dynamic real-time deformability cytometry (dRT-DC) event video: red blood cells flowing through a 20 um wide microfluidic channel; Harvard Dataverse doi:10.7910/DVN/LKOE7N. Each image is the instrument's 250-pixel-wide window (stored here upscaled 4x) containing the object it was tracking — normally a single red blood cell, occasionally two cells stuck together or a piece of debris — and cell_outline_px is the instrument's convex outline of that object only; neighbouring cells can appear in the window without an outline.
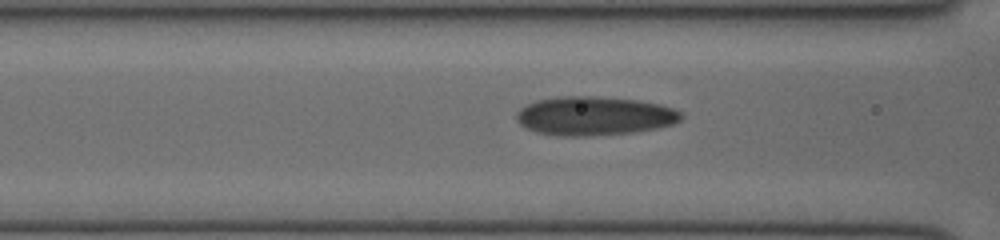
{"species": "human", "species_latin": "Homo sapiens", "temperature_condition": "cold", "stored_images_in_passage": 41, "camera_frame_rate_fps": 3000, "um_per_image_px": 0.085, "donor": {"sex": "female"}, "frame": {"image": 1, "passage_image": 19, "time_ms": 6.0, "image_size_px": [1000, 240], "cell_outline_px": [[684, 116], [680, 120], [672, 124], [656, 128], [632, 132], [580, 136], [560, 136], [536, 132], [520, 124], [516, 120], [516, 112], [520, 108], [536, 100], [556, 96], [600, 96], [640, 100], [660, 104], [672, 108], [680, 112]], "centroid_in_image_um": [50.5, 9.83], "position_along_channel_um": 116.1, "area_um2": 37.34}}
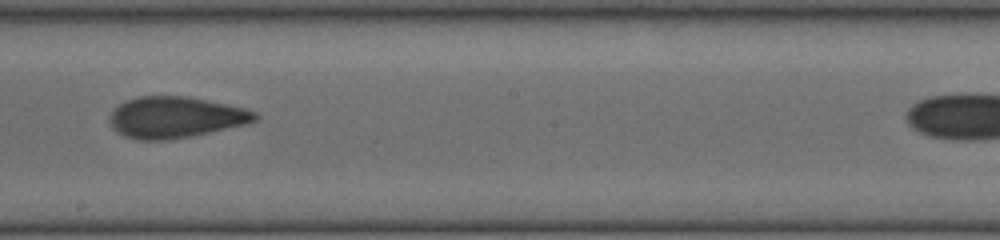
{"frame": {"image": 2, "passage_image": 27, "time_ms": 8.667, "image_size_px": [1000, 240], "cell_outline_px": [[260, 116], [256, 120], [244, 124], [208, 132], [188, 136], [164, 140], [140, 140], [124, 136], [112, 124], [108, 116], [112, 108], [124, 100], [136, 96], [184, 96], [244, 108], [256, 112]], "centroid_in_image_um": [14.85, 9.95], "position_along_channel_um": 233.3, "area_um2": 34.45}}
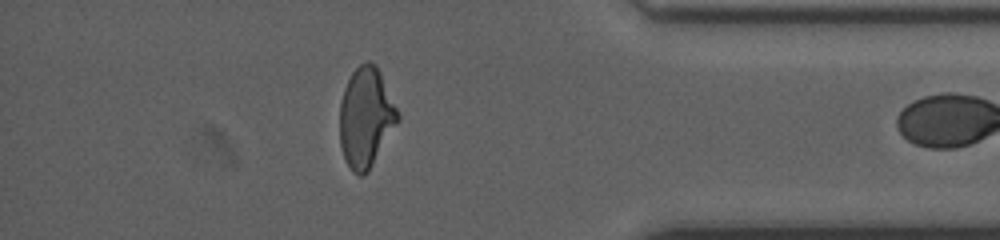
{"frame": {"image": 3, "passage_image": 40, "time_ms": 13.0, "image_size_px": [1000, 240], "cell_outline_px": [[400, 120], [368, 172], [364, 176], [360, 176], [352, 172], [344, 156], [340, 144], [340, 104], [344, 88], [352, 72], [360, 64], [368, 60], [376, 64], [380, 72], [400, 116]], "centroid_in_image_um": [31.1, 9.99], "position_along_channel_um": 404.1, "area_um2": 33.7}}